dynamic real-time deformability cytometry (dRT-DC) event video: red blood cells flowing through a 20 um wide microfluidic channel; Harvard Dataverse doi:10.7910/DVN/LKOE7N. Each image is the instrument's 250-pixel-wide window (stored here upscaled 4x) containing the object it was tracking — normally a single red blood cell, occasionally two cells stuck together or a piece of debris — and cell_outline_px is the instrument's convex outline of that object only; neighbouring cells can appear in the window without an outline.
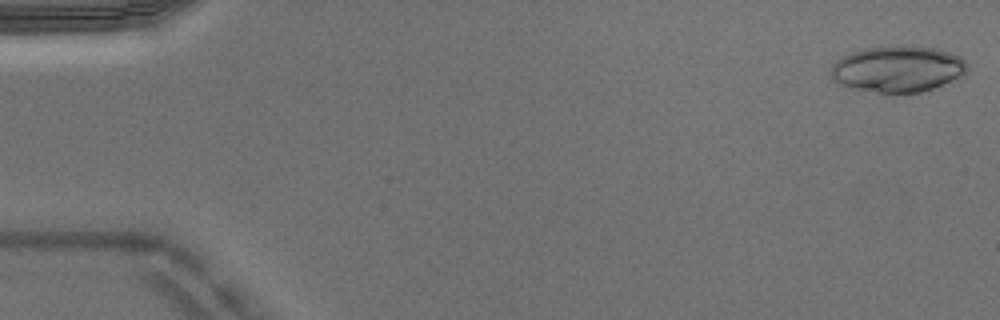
{"species": "Egyptian fruit bat (a non-hibernating species)", "species_latin": "Rousettus aegyptiacus", "temperature_condition": "warm", "stored_images_in_passage": 4, "camera_frame_rate_fps": 3000, "um_per_image_px": 0.085, "animal": {"sex": "male"}, "frame": {"image": 1, "passage_image": 1, "time_ms": 0.0, "image_size_px": [1000, 320], "cell_outline_px": [[968, 68], [964, 76], [932, 88], [920, 92], [876, 92], [852, 88], [840, 84], [832, 80], [828, 72], [832, 64], [836, 60], [852, 52], [864, 48], [892, 44], [904, 44], [936, 48], [952, 52], [960, 56], [968, 64]], "centroid_in_image_um": [76.3, 5.83], "position_along_channel_um": 8.7, "area_um2": 37.4}}